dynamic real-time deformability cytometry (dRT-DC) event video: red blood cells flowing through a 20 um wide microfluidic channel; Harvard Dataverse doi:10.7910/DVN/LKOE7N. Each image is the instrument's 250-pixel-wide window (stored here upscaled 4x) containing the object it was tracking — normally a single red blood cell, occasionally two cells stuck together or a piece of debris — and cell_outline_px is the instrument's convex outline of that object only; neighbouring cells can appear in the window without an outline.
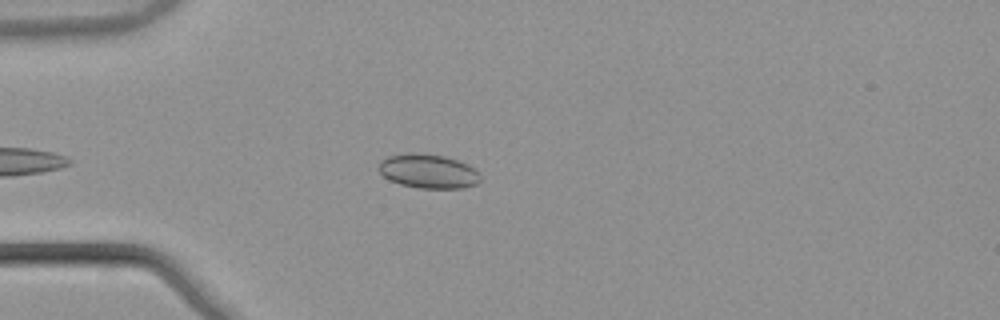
{"species": "common noctule bat (a hibernating species)", "species_latin": "Nyctalus noctula", "temperature_condition": "warm", "stored_images_in_passage": 41, "camera_frame_rate_fps": 3000, "um_per_image_px": 0.085, "animal": {"sex": "male", "body_mass_g": 21.5, "forearm_length_mm": 52.0}, "frame": {"image": 1, "passage_image": 6, "time_ms": 1.667, "image_size_px": [1000, 320], "cell_outline_px": [[480, 180], [476, 184], [460, 188], [420, 188], [400, 184], [388, 180], [380, 172], [380, 160], [388, 156], [408, 152], [412, 152], [444, 156], [468, 164], [480, 176]], "centroid_in_image_um": [36.37, 14.55], "position_along_channel_um": 48.6, "area_um2": 20.06}}
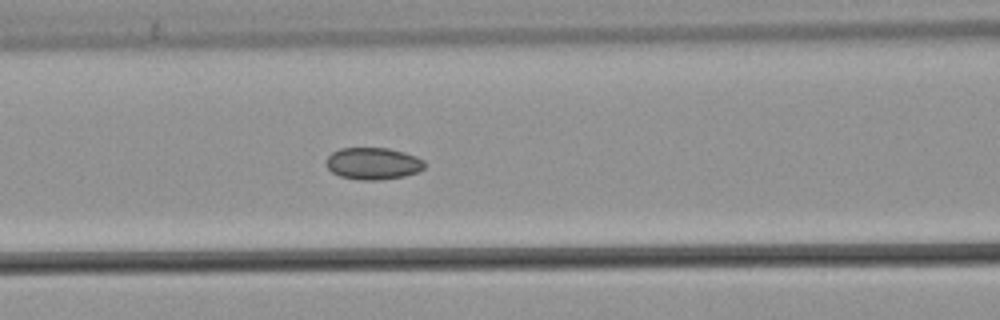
{"frame": {"image": 2, "passage_image": 14, "time_ms": 4.333, "image_size_px": [1000, 320], "cell_outline_px": [[428, 164], [420, 172], [404, 176], [376, 180], [360, 180], [340, 176], [332, 172], [328, 168], [328, 156], [332, 152], [340, 148], [388, 148], [404, 152], [416, 156], [424, 160]], "centroid_in_image_um": [31.77, 13.9], "position_along_channel_um": 134.8, "area_um2": 18.38}}
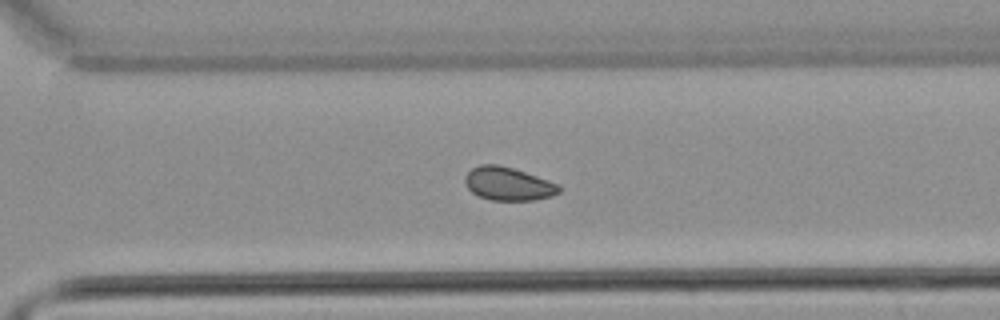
{"frame": {"image": 3, "passage_image": 29, "time_ms": 9.333, "image_size_px": [1000, 320], "cell_outline_px": [[560, 192], [552, 196], [536, 200], [492, 200], [480, 196], [472, 192], [468, 188], [464, 180], [464, 176], [472, 168], [480, 164], [496, 164], [512, 168], [560, 184]], "centroid_in_image_um": [43.2, 15.62], "position_along_channel_um": 327.4, "area_um2": 18.15}, "authors_computed_cell_mechanics": {"area_um2": 18.6694, "velocity_mm_per_s": 3.8541, "shape_relaxation_time_tau1_ms": null, "shape_relaxation_time_tau2_ms": 3.1588, "deformation_change_tau1": null, "deformation_change_tau2": 0.0557}}